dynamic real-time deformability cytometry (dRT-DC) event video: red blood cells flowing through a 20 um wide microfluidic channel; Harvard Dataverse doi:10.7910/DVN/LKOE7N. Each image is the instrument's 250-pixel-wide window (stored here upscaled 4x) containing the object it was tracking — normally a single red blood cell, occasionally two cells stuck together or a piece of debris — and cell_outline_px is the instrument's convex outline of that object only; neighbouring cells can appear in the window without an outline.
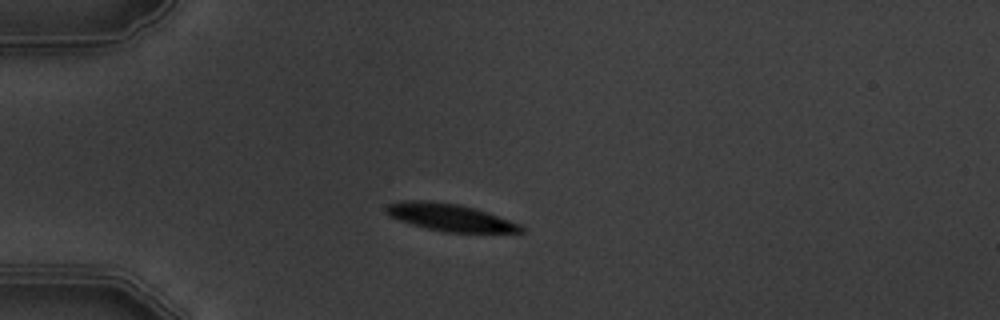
{"species": "common noctule bat (a hibernating species)", "species_latin": "Nyctalus noctula", "temperature_condition": "warm", "stored_images_in_passage": 7, "camera_frame_rate_fps": 3000, "um_per_image_px": 0.085, "animal": {"sex": "male", "body_mass_g": 19.5, "forearm_length_mm": 54.6}, "frame": {"image": 1, "passage_image": 3, "time_ms": 2.333, "image_size_px": [1000, 320], "cell_outline_px": [[524, 232], [444, 232], [412, 224], [388, 216], [384, 212], [384, 208], [388, 204], [404, 200], [428, 200], [460, 204], [520, 224], [524, 228]], "centroid_in_image_um": [38.17, 18.46], "position_along_channel_um": 46.8, "area_um2": 21.15}}